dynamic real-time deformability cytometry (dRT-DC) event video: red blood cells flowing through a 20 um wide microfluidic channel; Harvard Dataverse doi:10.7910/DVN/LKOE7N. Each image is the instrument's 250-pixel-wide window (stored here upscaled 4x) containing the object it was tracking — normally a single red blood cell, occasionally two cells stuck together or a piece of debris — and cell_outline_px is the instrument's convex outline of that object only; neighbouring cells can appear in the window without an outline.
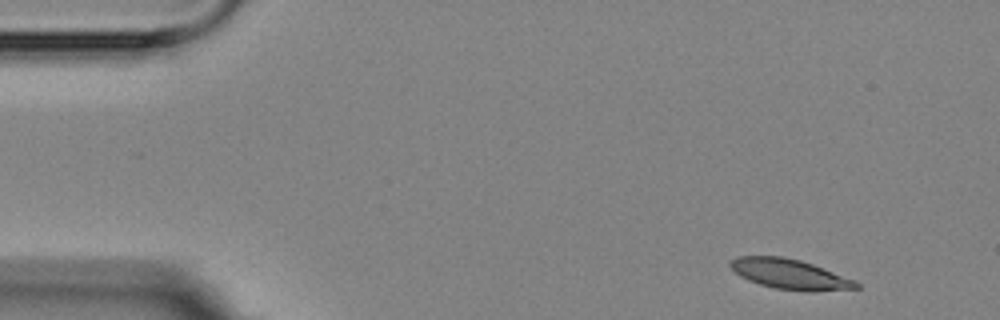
{"species": "Egyptian fruit bat (a non-hibernating species)", "species_latin": "Rousettus aegyptiacus", "temperature_condition": "room temperature", "stored_images_in_passage": 9, "camera_frame_rate_fps": 3000, "um_per_image_px": 0.085, "animal": {"sex": "female"}, "frame": {"image": 1, "passage_image": 1, "time_ms": 0.0, "image_size_px": [1000, 320], "cell_outline_px": [[860, 288], [816, 292], [804, 292], [772, 288], [748, 280], [740, 276], [728, 264], [736, 256], [784, 256], [800, 260], [812, 264], [856, 280], [860, 284]], "centroid_in_image_um": [67.17, 23.32], "position_along_channel_um": 17.8, "area_um2": 22.31}}
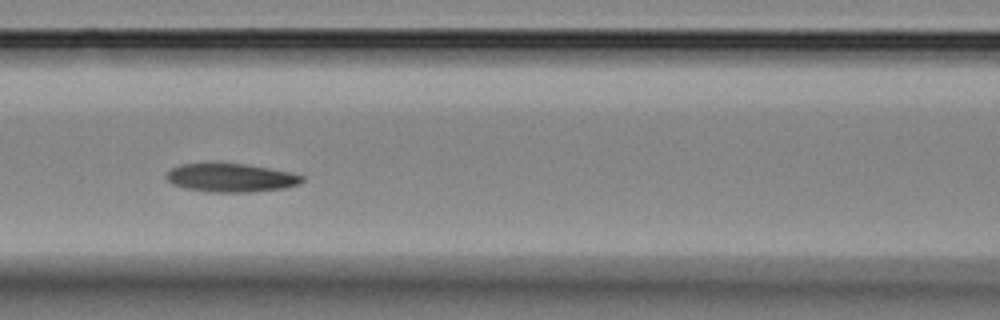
{"frame": {"image": 2, "passage_image": 6, "time_ms": 6.333, "image_size_px": [1000, 320], "cell_outline_px": [[304, 180], [300, 184], [284, 188], [248, 192], [208, 192], [188, 188], [172, 184], [164, 176], [172, 168], [180, 164], [212, 160], [216, 160], [244, 164], [268, 168], [288, 172], [304, 176]], "centroid_in_image_um": [19.57, 15.06], "position_along_channel_um": 147.0, "area_um2": 23.18}}
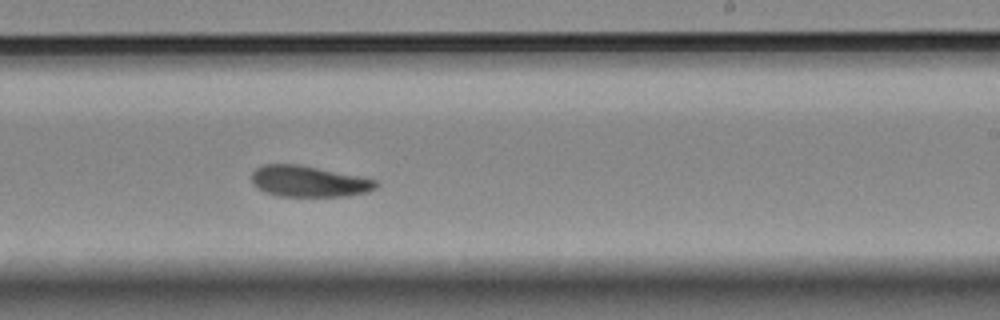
{"frame": {"image": 3, "passage_image": 9, "time_ms": 9.667, "image_size_px": [1000, 320], "cell_outline_px": [[380, 184], [376, 188], [368, 192], [344, 196], [276, 196], [264, 192], [256, 188], [252, 184], [252, 172], [256, 168], [264, 164], [296, 164], [360, 176], [376, 180]], "centroid_in_image_um": [26.22, 15.42], "position_along_channel_um": 262.8, "area_um2": 22.6}}